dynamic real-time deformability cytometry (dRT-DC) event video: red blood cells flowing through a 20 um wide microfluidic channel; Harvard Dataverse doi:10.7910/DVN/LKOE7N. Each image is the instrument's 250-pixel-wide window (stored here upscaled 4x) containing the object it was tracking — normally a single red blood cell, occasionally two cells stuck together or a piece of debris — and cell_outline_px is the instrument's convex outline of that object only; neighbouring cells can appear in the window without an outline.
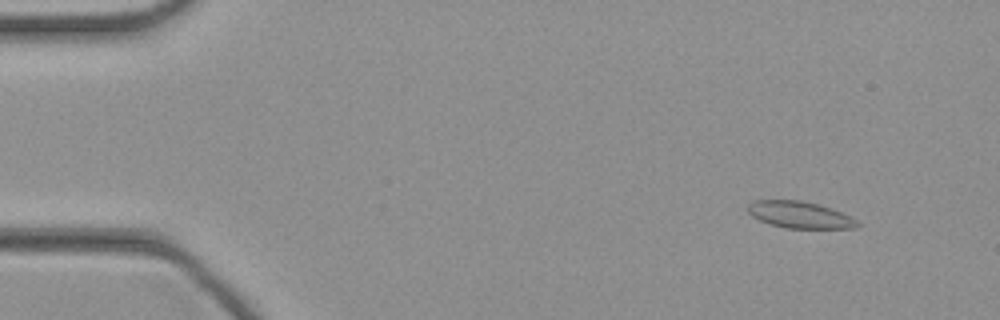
{"species": "common noctule bat (a hibernating species)", "species_latin": "Nyctalus noctula", "temperature_condition": "cold", "stored_images_in_passage": 46, "camera_frame_rate_fps": 3000, "um_per_image_px": 0.085, "animal": {"sex": "female", "body_mass_g": 21.9}, "frame": {"image": 1, "passage_image": 5, "time_ms": 1.333, "image_size_px": [1000, 320], "cell_outline_px": [[860, 224], [856, 228], [784, 228], [760, 220], [752, 216], [748, 212], [748, 204], [752, 200], [800, 200], [832, 208], [852, 216]], "centroid_in_image_um": [67.99, 18.25], "position_along_channel_um": 17.0, "area_um2": 17.05}}
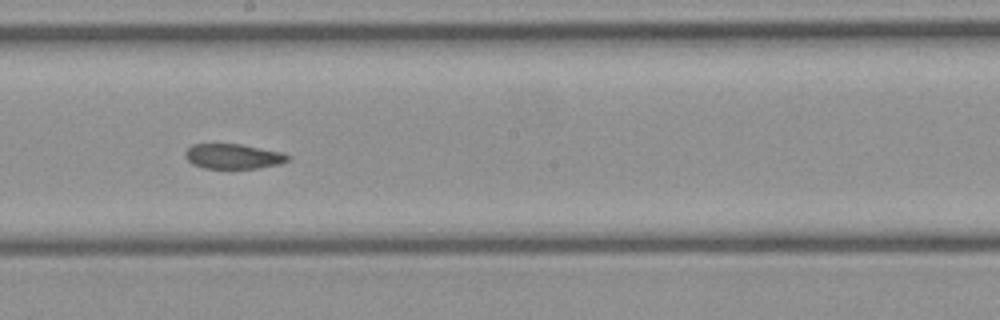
{"frame": {"image": 2, "passage_image": 26, "time_ms": 8.333, "image_size_px": [1000, 320], "cell_outline_px": [[292, 156], [288, 160], [280, 164], [256, 168], [204, 168], [192, 164], [184, 156], [184, 152], [192, 144], [240, 144], [280, 152]], "centroid_in_image_um": [19.8, 13.29], "position_along_channel_um": 228.4, "area_um2": 14.85}}
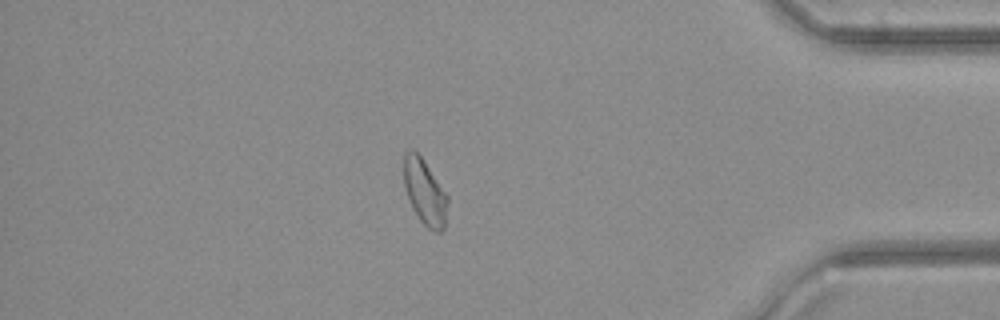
{"frame": {"image": 3, "passage_image": 40, "time_ms": 13.0, "image_size_px": [1000, 320], "cell_outline_px": [[448, 200], [444, 228], [440, 232], [436, 232], [428, 228], [420, 220], [412, 208], [404, 184], [404, 152], [412, 148], [420, 156], [448, 196]], "centroid_in_image_um": [36.1, 16.33], "position_along_channel_um": 399.1, "area_um2": 16.42}}